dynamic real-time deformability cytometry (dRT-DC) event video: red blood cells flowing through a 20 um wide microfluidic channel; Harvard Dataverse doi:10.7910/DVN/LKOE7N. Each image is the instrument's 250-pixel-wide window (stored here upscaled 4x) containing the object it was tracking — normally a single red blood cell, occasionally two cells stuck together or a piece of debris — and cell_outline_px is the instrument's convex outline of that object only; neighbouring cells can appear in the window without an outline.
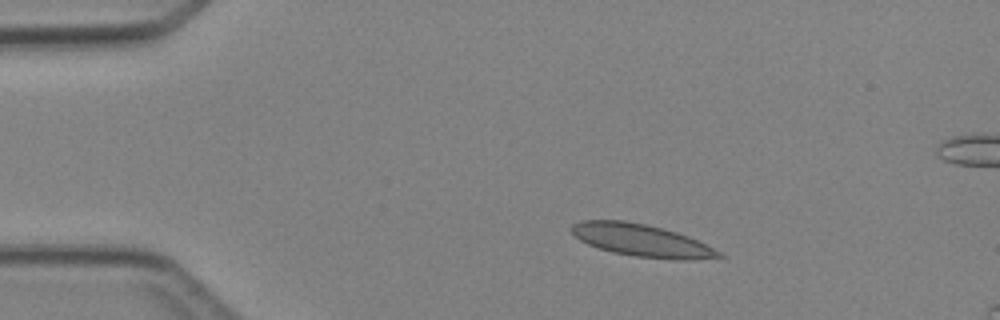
{"species": "Egyptian fruit bat (a non-hibernating species)", "species_latin": "Rousettus aegyptiacus", "temperature_condition": "cold", "stored_images_in_passage": 5, "camera_frame_rate_fps": 3000, "um_per_image_px": 0.085, "animal": {"sex": "female"}, "frame": {"image": 1, "passage_image": 3, "time_ms": 2.0, "image_size_px": [1000, 320], "cell_outline_px": [[728, 256], [692, 260], [676, 260], [636, 256], [612, 252], [588, 244], [580, 240], [568, 228], [572, 224], [584, 220], [624, 220], [648, 224], [676, 232], [688, 236]], "centroid_in_image_um": [54.52, 20.42], "position_along_channel_um": 30.5, "area_um2": 27.69}}